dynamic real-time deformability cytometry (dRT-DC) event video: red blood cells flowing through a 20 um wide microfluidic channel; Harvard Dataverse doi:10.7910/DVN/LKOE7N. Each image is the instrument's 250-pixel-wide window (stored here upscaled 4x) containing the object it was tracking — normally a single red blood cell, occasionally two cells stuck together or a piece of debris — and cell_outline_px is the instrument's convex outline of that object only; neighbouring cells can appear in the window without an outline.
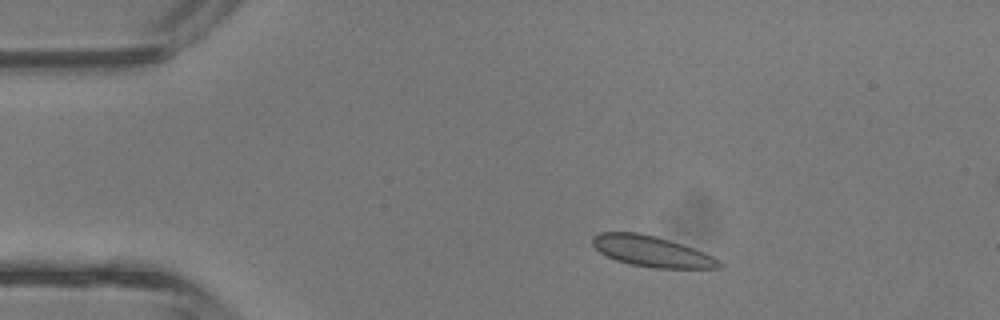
{"species": "common noctule bat (a hibernating species)", "species_latin": "Nyctalus noctula", "temperature_condition": "room temperature", "stored_images_in_passage": 4, "camera_frame_rate_fps": 3000, "um_per_image_px": 0.085, "animal": {"sex": "male", "body_mass_g": 13.3}, "frame": {"image": 1, "passage_image": 2, "time_ms": 0.333, "image_size_px": [1000, 320], "cell_outline_px": [[724, 268], [652, 268], [632, 264], [616, 260], [600, 252], [592, 244], [592, 236], [600, 232], [636, 232], [656, 236], [704, 252], [720, 260], [724, 264]], "centroid_in_image_um": [55.41, 21.37], "position_along_channel_um": 29.6, "area_um2": 22.6}}
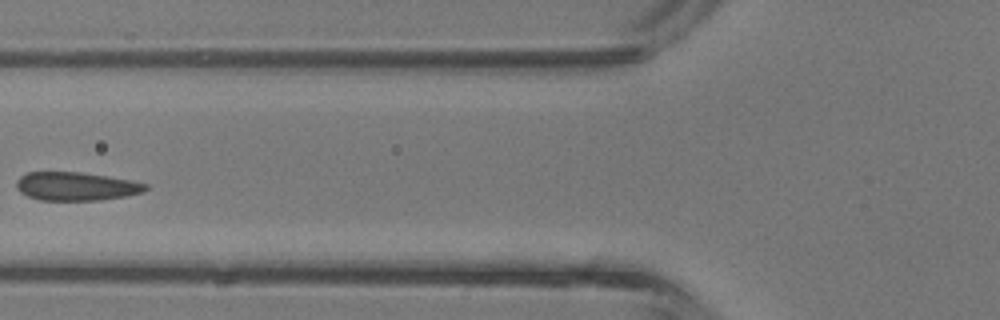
{"frame": {"image": 2, "passage_image": 4, "time_ms": 1.0, "image_size_px": [1000, 320], "cell_outline_px": [[148, 188], [144, 192], [128, 196], [100, 200], [40, 200], [28, 196], [20, 192], [16, 188], [16, 180], [20, 176], [28, 172], [80, 172], [108, 176], [132, 180], [148, 184]], "centroid_in_image_um": [6.49, 15.83], "position_along_channel_um": 119.3, "area_um2": 21.62}}